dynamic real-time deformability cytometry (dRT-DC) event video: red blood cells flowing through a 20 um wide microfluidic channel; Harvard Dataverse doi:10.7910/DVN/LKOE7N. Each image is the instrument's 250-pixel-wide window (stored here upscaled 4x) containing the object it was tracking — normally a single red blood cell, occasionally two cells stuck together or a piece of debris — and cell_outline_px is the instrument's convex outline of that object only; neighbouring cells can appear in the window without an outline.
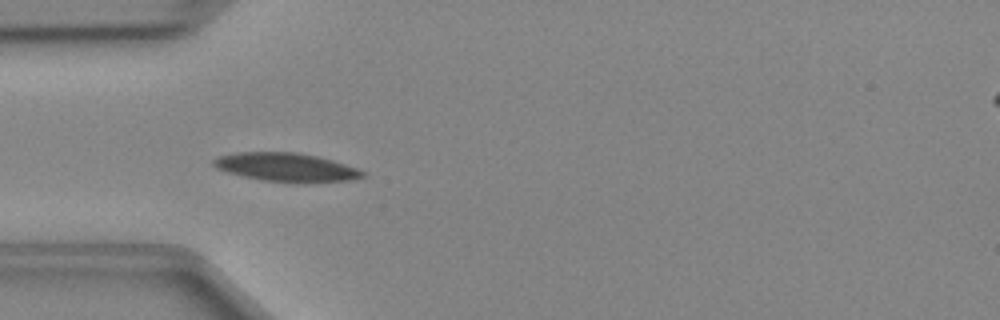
{"species": "Egyptian fruit bat (a non-hibernating species)", "species_latin": "Rousettus aegyptiacus", "temperature_condition": "cold", "stored_images_in_passage": 34, "camera_frame_rate_fps": 3000, "um_per_image_px": 0.085, "animal": {"sex": "female"}, "frame": {"image": 1, "passage_image": 1, "time_ms": 0.0, "image_size_px": [1000, 320], "cell_outline_px": [[364, 176], [348, 180], [300, 184], [292, 184], [264, 180], [244, 176], [228, 172], [216, 168], [212, 164], [212, 160], [220, 156], [236, 152], [296, 152], [316, 156], [332, 160], [356, 168], [364, 172]], "centroid_in_image_um": [24.31, 14.23], "position_along_channel_um": 60.7, "area_um2": 24.91}}
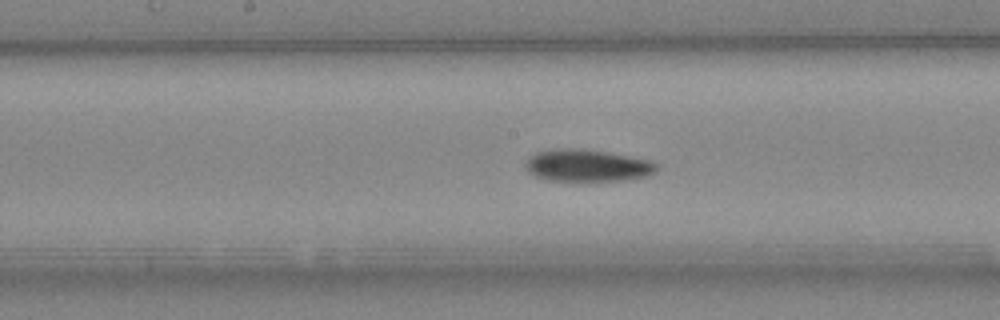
{"frame": {"image": 2, "passage_image": 11, "time_ms": 3.333, "image_size_px": [1000, 320], "cell_outline_px": [[656, 172], [648, 176], [624, 180], [548, 180], [536, 176], [528, 172], [524, 168], [524, 164], [528, 156], [536, 152], [560, 148], [576, 148], [608, 152], [648, 160], [656, 164]], "centroid_in_image_um": [49.86, 14.06], "position_along_channel_um": 198.3, "area_um2": 24.39}}
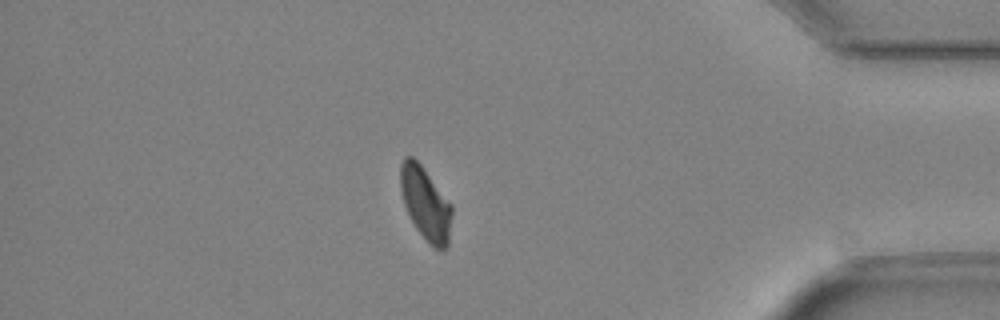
{"frame": {"image": 3, "passage_image": 28, "time_ms": 9.0, "image_size_px": [1000, 320], "cell_outline_px": [[452, 212], [448, 248], [432, 248], [428, 244], [416, 228], [404, 204], [400, 188], [400, 164], [404, 156], [412, 156], [420, 164], [452, 204]], "centroid_in_image_um": [36.17, 17.31], "position_along_channel_um": 399.0, "area_um2": 21.85}}